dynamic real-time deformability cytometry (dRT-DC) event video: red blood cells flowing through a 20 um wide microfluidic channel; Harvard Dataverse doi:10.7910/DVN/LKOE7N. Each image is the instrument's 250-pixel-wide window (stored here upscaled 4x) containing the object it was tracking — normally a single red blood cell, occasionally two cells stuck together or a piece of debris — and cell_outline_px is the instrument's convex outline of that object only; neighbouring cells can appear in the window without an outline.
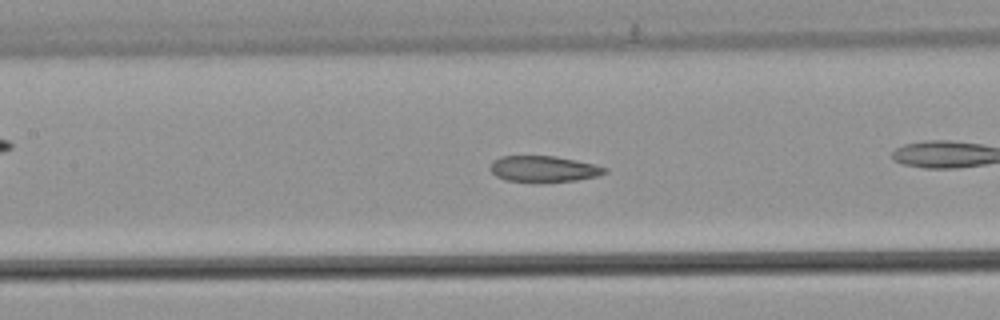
{"species": "common noctule bat (a hibernating species)", "species_latin": "Nyctalus noctula", "temperature_condition": "warm", "stored_images_in_passage": 30, "camera_frame_rate_fps": 3000, "um_per_image_px": 0.085, "animal": {"sex": "male", "body_mass_g": 21.5, "forearm_length_mm": 52.0}, "frame": {"image": 1, "passage_image": 13, "time_ms": 4.0, "image_size_px": [1000, 320], "cell_outline_px": [[608, 172], [596, 176], [576, 180], [544, 184], [504, 180], [496, 176], [488, 168], [492, 160], [500, 156], [556, 156], [592, 164], [608, 168]], "centroid_in_image_um": [46.15, 14.38], "position_along_channel_um": 161.2, "area_um2": 17.92}}